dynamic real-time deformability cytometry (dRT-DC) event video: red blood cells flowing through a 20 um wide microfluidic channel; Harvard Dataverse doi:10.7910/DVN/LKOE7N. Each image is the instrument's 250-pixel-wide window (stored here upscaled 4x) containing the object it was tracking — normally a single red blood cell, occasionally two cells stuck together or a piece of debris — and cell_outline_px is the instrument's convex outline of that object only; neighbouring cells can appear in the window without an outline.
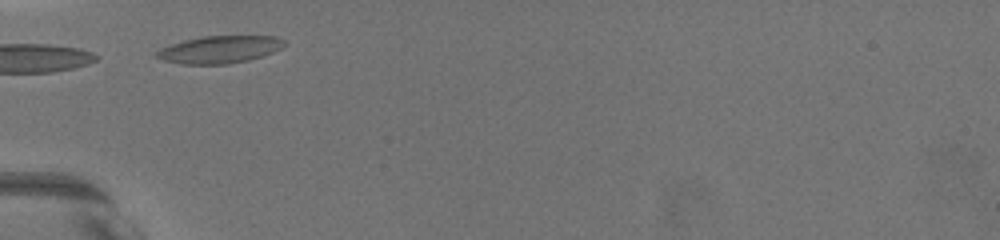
{"species": "common noctule bat (a hibernating species)", "species_latin": "Nyctalus noctula", "temperature_condition": "warm", "stored_images_in_passage": 3, "camera_frame_rate_fps": 3000, "um_per_image_px": 0.085, "animal": {"sex": "female", "body_mass_g": 19.5, "forearm_length_mm": 54.1}, "frame": {"image": 1, "passage_image": 1, "time_ms": 0.0, "image_size_px": [1000, 240], "cell_outline_px": [[284, 44], [280, 48], [272, 52], [248, 60], [228, 64], [180, 64], [164, 60], [156, 56], [156, 52], [160, 48], [184, 40], [200, 36], [276, 36], [284, 40]], "centroid_in_image_um": [18.64, 4.2], "position_along_channel_um": 66.4, "area_um2": 20.17}}